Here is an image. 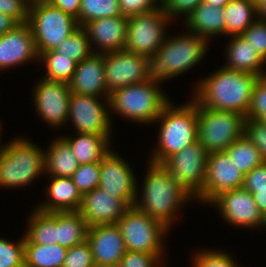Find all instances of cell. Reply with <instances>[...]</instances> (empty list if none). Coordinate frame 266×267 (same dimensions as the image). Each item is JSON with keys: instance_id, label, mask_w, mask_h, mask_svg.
Segmentation results:
<instances>
[{"instance_id": "obj_1", "label": "cell", "mask_w": 266, "mask_h": 267, "mask_svg": "<svg viewBox=\"0 0 266 267\" xmlns=\"http://www.w3.org/2000/svg\"><path fill=\"white\" fill-rule=\"evenodd\" d=\"M148 162L143 190L137 184L134 206L170 230L177 219V213L182 210V206L195 198L161 163ZM140 191H142L141 195Z\"/></svg>"}, {"instance_id": "obj_2", "label": "cell", "mask_w": 266, "mask_h": 267, "mask_svg": "<svg viewBox=\"0 0 266 267\" xmlns=\"http://www.w3.org/2000/svg\"><path fill=\"white\" fill-rule=\"evenodd\" d=\"M259 76L223 66L196 83L193 98L203 107L245 116Z\"/></svg>"}, {"instance_id": "obj_3", "label": "cell", "mask_w": 266, "mask_h": 267, "mask_svg": "<svg viewBox=\"0 0 266 267\" xmlns=\"http://www.w3.org/2000/svg\"><path fill=\"white\" fill-rule=\"evenodd\" d=\"M208 42L189 31L167 35L157 53L147 57L148 80L161 85L192 70L207 54Z\"/></svg>"}, {"instance_id": "obj_4", "label": "cell", "mask_w": 266, "mask_h": 267, "mask_svg": "<svg viewBox=\"0 0 266 267\" xmlns=\"http://www.w3.org/2000/svg\"><path fill=\"white\" fill-rule=\"evenodd\" d=\"M160 124L158 143L149 161L162 163L173 153L195 143L198 135L197 101L192 97L190 102L183 105H173L170 102L156 118L154 123Z\"/></svg>"}, {"instance_id": "obj_5", "label": "cell", "mask_w": 266, "mask_h": 267, "mask_svg": "<svg viewBox=\"0 0 266 267\" xmlns=\"http://www.w3.org/2000/svg\"><path fill=\"white\" fill-rule=\"evenodd\" d=\"M159 85L148 80L113 91L108 98L110 119L114 112L137 124L154 123L171 102Z\"/></svg>"}, {"instance_id": "obj_6", "label": "cell", "mask_w": 266, "mask_h": 267, "mask_svg": "<svg viewBox=\"0 0 266 267\" xmlns=\"http://www.w3.org/2000/svg\"><path fill=\"white\" fill-rule=\"evenodd\" d=\"M28 138L16 137L0 151V187L30 185L45 173L44 149Z\"/></svg>"}, {"instance_id": "obj_7", "label": "cell", "mask_w": 266, "mask_h": 267, "mask_svg": "<svg viewBox=\"0 0 266 267\" xmlns=\"http://www.w3.org/2000/svg\"><path fill=\"white\" fill-rule=\"evenodd\" d=\"M245 116L234 111L213 110L197 102V139L208 152H221L244 135Z\"/></svg>"}, {"instance_id": "obj_8", "label": "cell", "mask_w": 266, "mask_h": 267, "mask_svg": "<svg viewBox=\"0 0 266 267\" xmlns=\"http://www.w3.org/2000/svg\"><path fill=\"white\" fill-rule=\"evenodd\" d=\"M117 225L121 230L126 251L165 255L163 241L171 230L161 222L151 218L135 206H131L120 217Z\"/></svg>"}, {"instance_id": "obj_9", "label": "cell", "mask_w": 266, "mask_h": 267, "mask_svg": "<svg viewBox=\"0 0 266 267\" xmlns=\"http://www.w3.org/2000/svg\"><path fill=\"white\" fill-rule=\"evenodd\" d=\"M28 23L32 29L38 54L55 50L80 26L71 15L51 3L30 6Z\"/></svg>"}, {"instance_id": "obj_10", "label": "cell", "mask_w": 266, "mask_h": 267, "mask_svg": "<svg viewBox=\"0 0 266 267\" xmlns=\"http://www.w3.org/2000/svg\"><path fill=\"white\" fill-rule=\"evenodd\" d=\"M172 19L160 6L156 10L128 17L125 50L145 57L155 55L167 37Z\"/></svg>"}, {"instance_id": "obj_11", "label": "cell", "mask_w": 266, "mask_h": 267, "mask_svg": "<svg viewBox=\"0 0 266 267\" xmlns=\"http://www.w3.org/2000/svg\"><path fill=\"white\" fill-rule=\"evenodd\" d=\"M208 154L197 140L161 164L195 198L204 188Z\"/></svg>"}, {"instance_id": "obj_12", "label": "cell", "mask_w": 266, "mask_h": 267, "mask_svg": "<svg viewBox=\"0 0 266 267\" xmlns=\"http://www.w3.org/2000/svg\"><path fill=\"white\" fill-rule=\"evenodd\" d=\"M108 98L71 92L68 122L74 125L77 133L112 135Z\"/></svg>"}, {"instance_id": "obj_13", "label": "cell", "mask_w": 266, "mask_h": 267, "mask_svg": "<svg viewBox=\"0 0 266 267\" xmlns=\"http://www.w3.org/2000/svg\"><path fill=\"white\" fill-rule=\"evenodd\" d=\"M34 87L36 114L53 128L69 124L67 121L71 92L68 83L42 77Z\"/></svg>"}, {"instance_id": "obj_14", "label": "cell", "mask_w": 266, "mask_h": 267, "mask_svg": "<svg viewBox=\"0 0 266 267\" xmlns=\"http://www.w3.org/2000/svg\"><path fill=\"white\" fill-rule=\"evenodd\" d=\"M107 93L148 81L147 57L125 49L103 53Z\"/></svg>"}, {"instance_id": "obj_15", "label": "cell", "mask_w": 266, "mask_h": 267, "mask_svg": "<svg viewBox=\"0 0 266 267\" xmlns=\"http://www.w3.org/2000/svg\"><path fill=\"white\" fill-rule=\"evenodd\" d=\"M244 177L245 174L232 162L226 151L209 153L204 188L195 200L209 204L221 193L241 188Z\"/></svg>"}, {"instance_id": "obj_16", "label": "cell", "mask_w": 266, "mask_h": 267, "mask_svg": "<svg viewBox=\"0 0 266 267\" xmlns=\"http://www.w3.org/2000/svg\"><path fill=\"white\" fill-rule=\"evenodd\" d=\"M208 205L217 207L225 222L233 226L246 229L261 226L262 213L253 195L243 187L221 193Z\"/></svg>"}, {"instance_id": "obj_17", "label": "cell", "mask_w": 266, "mask_h": 267, "mask_svg": "<svg viewBox=\"0 0 266 267\" xmlns=\"http://www.w3.org/2000/svg\"><path fill=\"white\" fill-rule=\"evenodd\" d=\"M112 150L100 161L99 187L134 206L138 182L136 174L130 164Z\"/></svg>"}, {"instance_id": "obj_18", "label": "cell", "mask_w": 266, "mask_h": 267, "mask_svg": "<svg viewBox=\"0 0 266 267\" xmlns=\"http://www.w3.org/2000/svg\"><path fill=\"white\" fill-rule=\"evenodd\" d=\"M39 61L32 29L28 22L19 23L0 35V70Z\"/></svg>"}, {"instance_id": "obj_19", "label": "cell", "mask_w": 266, "mask_h": 267, "mask_svg": "<svg viewBox=\"0 0 266 267\" xmlns=\"http://www.w3.org/2000/svg\"><path fill=\"white\" fill-rule=\"evenodd\" d=\"M131 207L124 199L116 198L100 187L82 196L80 214L89 227L117 224L118 220Z\"/></svg>"}, {"instance_id": "obj_20", "label": "cell", "mask_w": 266, "mask_h": 267, "mask_svg": "<svg viewBox=\"0 0 266 267\" xmlns=\"http://www.w3.org/2000/svg\"><path fill=\"white\" fill-rule=\"evenodd\" d=\"M87 241L96 267L121 263L126 253L124 239L117 224L89 227Z\"/></svg>"}, {"instance_id": "obj_21", "label": "cell", "mask_w": 266, "mask_h": 267, "mask_svg": "<svg viewBox=\"0 0 266 267\" xmlns=\"http://www.w3.org/2000/svg\"><path fill=\"white\" fill-rule=\"evenodd\" d=\"M127 27L128 17L125 16L100 18L89 21L83 26L93 53L123 50L126 45Z\"/></svg>"}, {"instance_id": "obj_22", "label": "cell", "mask_w": 266, "mask_h": 267, "mask_svg": "<svg viewBox=\"0 0 266 267\" xmlns=\"http://www.w3.org/2000/svg\"><path fill=\"white\" fill-rule=\"evenodd\" d=\"M70 92L92 97H109L105 84L103 53H92L76 65L68 82Z\"/></svg>"}, {"instance_id": "obj_23", "label": "cell", "mask_w": 266, "mask_h": 267, "mask_svg": "<svg viewBox=\"0 0 266 267\" xmlns=\"http://www.w3.org/2000/svg\"><path fill=\"white\" fill-rule=\"evenodd\" d=\"M47 177H49L50 181L48 187L45 188L48 200L34 208L48 213L79 211L82 204V194L71 177Z\"/></svg>"}, {"instance_id": "obj_24", "label": "cell", "mask_w": 266, "mask_h": 267, "mask_svg": "<svg viewBox=\"0 0 266 267\" xmlns=\"http://www.w3.org/2000/svg\"><path fill=\"white\" fill-rule=\"evenodd\" d=\"M224 14L223 7L217 8L203 1L185 18L184 27L191 33L211 40L217 35H225Z\"/></svg>"}, {"instance_id": "obj_25", "label": "cell", "mask_w": 266, "mask_h": 267, "mask_svg": "<svg viewBox=\"0 0 266 267\" xmlns=\"http://www.w3.org/2000/svg\"><path fill=\"white\" fill-rule=\"evenodd\" d=\"M226 63L224 66L231 70L249 72L259 77L266 76L265 61L255 52L251 44L242 36H232L225 48Z\"/></svg>"}, {"instance_id": "obj_26", "label": "cell", "mask_w": 266, "mask_h": 267, "mask_svg": "<svg viewBox=\"0 0 266 267\" xmlns=\"http://www.w3.org/2000/svg\"><path fill=\"white\" fill-rule=\"evenodd\" d=\"M68 136L62 137L69 143L79 165L100 162L111 149L112 135L77 133L75 138Z\"/></svg>"}, {"instance_id": "obj_27", "label": "cell", "mask_w": 266, "mask_h": 267, "mask_svg": "<svg viewBox=\"0 0 266 267\" xmlns=\"http://www.w3.org/2000/svg\"><path fill=\"white\" fill-rule=\"evenodd\" d=\"M44 150L45 174L54 177H71L79 167L69 143L61 136L53 139Z\"/></svg>"}, {"instance_id": "obj_28", "label": "cell", "mask_w": 266, "mask_h": 267, "mask_svg": "<svg viewBox=\"0 0 266 267\" xmlns=\"http://www.w3.org/2000/svg\"><path fill=\"white\" fill-rule=\"evenodd\" d=\"M24 244H57V212L33 209L28 217Z\"/></svg>"}, {"instance_id": "obj_29", "label": "cell", "mask_w": 266, "mask_h": 267, "mask_svg": "<svg viewBox=\"0 0 266 267\" xmlns=\"http://www.w3.org/2000/svg\"><path fill=\"white\" fill-rule=\"evenodd\" d=\"M223 8L225 13V35L230 37L242 35L258 18L256 0H231Z\"/></svg>"}, {"instance_id": "obj_30", "label": "cell", "mask_w": 266, "mask_h": 267, "mask_svg": "<svg viewBox=\"0 0 266 267\" xmlns=\"http://www.w3.org/2000/svg\"><path fill=\"white\" fill-rule=\"evenodd\" d=\"M89 226L79 211L57 212V244L69 249L87 240Z\"/></svg>"}, {"instance_id": "obj_31", "label": "cell", "mask_w": 266, "mask_h": 267, "mask_svg": "<svg viewBox=\"0 0 266 267\" xmlns=\"http://www.w3.org/2000/svg\"><path fill=\"white\" fill-rule=\"evenodd\" d=\"M67 250L59 244H24L25 267H62Z\"/></svg>"}, {"instance_id": "obj_32", "label": "cell", "mask_w": 266, "mask_h": 267, "mask_svg": "<svg viewBox=\"0 0 266 267\" xmlns=\"http://www.w3.org/2000/svg\"><path fill=\"white\" fill-rule=\"evenodd\" d=\"M226 152L230 156L232 162H234L244 174H247L254 167L264 163L259 149L245 135L235 140L226 149Z\"/></svg>"}, {"instance_id": "obj_33", "label": "cell", "mask_w": 266, "mask_h": 267, "mask_svg": "<svg viewBox=\"0 0 266 267\" xmlns=\"http://www.w3.org/2000/svg\"><path fill=\"white\" fill-rule=\"evenodd\" d=\"M39 61L44 63L46 69L43 78L49 80L69 82L76 70L77 63L56 52L55 50L43 52L39 55Z\"/></svg>"}, {"instance_id": "obj_34", "label": "cell", "mask_w": 266, "mask_h": 267, "mask_svg": "<svg viewBox=\"0 0 266 267\" xmlns=\"http://www.w3.org/2000/svg\"><path fill=\"white\" fill-rule=\"evenodd\" d=\"M115 16H122L118 0H81L76 20L78 25L83 27L89 21Z\"/></svg>"}, {"instance_id": "obj_35", "label": "cell", "mask_w": 266, "mask_h": 267, "mask_svg": "<svg viewBox=\"0 0 266 267\" xmlns=\"http://www.w3.org/2000/svg\"><path fill=\"white\" fill-rule=\"evenodd\" d=\"M55 51L69 57V59L77 64L93 53L88 34L83 27H79L74 33L66 38L57 46Z\"/></svg>"}, {"instance_id": "obj_36", "label": "cell", "mask_w": 266, "mask_h": 267, "mask_svg": "<svg viewBox=\"0 0 266 267\" xmlns=\"http://www.w3.org/2000/svg\"><path fill=\"white\" fill-rule=\"evenodd\" d=\"M71 179L82 196L99 187L100 162L79 165Z\"/></svg>"}, {"instance_id": "obj_37", "label": "cell", "mask_w": 266, "mask_h": 267, "mask_svg": "<svg viewBox=\"0 0 266 267\" xmlns=\"http://www.w3.org/2000/svg\"><path fill=\"white\" fill-rule=\"evenodd\" d=\"M0 267H25L24 235L15 243L0 237Z\"/></svg>"}, {"instance_id": "obj_38", "label": "cell", "mask_w": 266, "mask_h": 267, "mask_svg": "<svg viewBox=\"0 0 266 267\" xmlns=\"http://www.w3.org/2000/svg\"><path fill=\"white\" fill-rule=\"evenodd\" d=\"M192 260L193 267H239L236 260H233L230 254L224 253L223 250L203 249L194 253Z\"/></svg>"}, {"instance_id": "obj_39", "label": "cell", "mask_w": 266, "mask_h": 267, "mask_svg": "<svg viewBox=\"0 0 266 267\" xmlns=\"http://www.w3.org/2000/svg\"><path fill=\"white\" fill-rule=\"evenodd\" d=\"M266 116V76L255 82L246 118L262 120Z\"/></svg>"}, {"instance_id": "obj_40", "label": "cell", "mask_w": 266, "mask_h": 267, "mask_svg": "<svg viewBox=\"0 0 266 267\" xmlns=\"http://www.w3.org/2000/svg\"><path fill=\"white\" fill-rule=\"evenodd\" d=\"M266 62V20L257 18L242 34Z\"/></svg>"}, {"instance_id": "obj_41", "label": "cell", "mask_w": 266, "mask_h": 267, "mask_svg": "<svg viewBox=\"0 0 266 267\" xmlns=\"http://www.w3.org/2000/svg\"><path fill=\"white\" fill-rule=\"evenodd\" d=\"M62 267H96L89 242L70 247Z\"/></svg>"}, {"instance_id": "obj_42", "label": "cell", "mask_w": 266, "mask_h": 267, "mask_svg": "<svg viewBox=\"0 0 266 267\" xmlns=\"http://www.w3.org/2000/svg\"><path fill=\"white\" fill-rule=\"evenodd\" d=\"M244 135L259 149L266 162V123L261 120L245 118Z\"/></svg>"}, {"instance_id": "obj_43", "label": "cell", "mask_w": 266, "mask_h": 267, "mask_svg": "<svg viewBox=\"0 0 266 267\" xmlns=\"http://www.w3.org/2000/svg\"><path fill=\"white\" fill-rule=\"evenodd\" d=\"M164 255H151L149 253L138 251H126L122 257L121 264L123 267H161Z\"/></svg>"}, {"instance_id": "obj_44", "label": "cell", "mask_w": 266, "mask_h": 267, "mask_svg": "<svg viewBox=\"0 0 266 267\" xmlns=\"http://www.w3.org/2000/svg\"><path fill=\"white\" fill-rule=\"evenodd\" d=\"M121 15L130 17L152 12L161 6L160 0H118Z\"/></svg>"}, {"instance_id": "obj_45", "label": "cell", "mask_w": 266, "mask_h": 267, "mask_svg": "<svg viewBox=\"0 0 266 267\" xmlns=\"http://www.w3.org/2000/svg\"><path fill=\"white\" fill-rule=\"evenodd\" d=\"M204 0H161L163 11L174 20L177 16L186 18ZM174 18V19H173Z\"/></svg>"}, {"instance_id": "obj_46", "label": "cell", "mask_w": 266, "mask_h": 267, "mask_svg": "<svg viewBox=\"0 0 266 267\" xmlns=\"http://www.w3.org/2000/svg\"><path fill=\"white\" fill-rule=\"evenodd\" d=\"M0 13L11 16L18 23L29 20L30 5L27 0H0Z\"/></svg>"}, {"instance_id": "obj_47", "label": "cell", "mask_w": 266, "mask_h": 267, "mask_svg": "<svg viewBox=\"0 0 266 267\" xmlns=\"http://www.w3.org/2000/svg\"><path fill=\"white\" fill-rule=\"evenodd\" d=\"M243 188H266V162L245 174Z\"/></svg>"}, {"instance_id": "obj_48", "label": "cell", "mask_w": 266, "mask_h": 267, "mask_svg": "<svg viewBox=\"0 0 266 267\" xmlns=\"http://www.w3.org/2000/svg\"><path fill=\"white\" fill-rule=\"evenodd\" d=\"M50 3L75 19L79 16L81 0H52Z\"/></svg>"}, {"instance_id": "obj_49", "label": "cell", "mask_w": 266, "mask_h": 267, "mask_svg": "<svg viewBox=\"0 0 266 267\" xmlns=\"http://www.w3.org/2000/svg\"><path fill=\"white\" fill-rule=\"evenodd\" d=\"M249 191L254 198L259 211L263 214L266 212V188H244Z\"/></svg>"}, {"instance_id": "obj_50", "label": "cell", "mask_w": 266, "mask_h": 267, "mask_svg": "<svg viewBox=\"0 0 266 267\" xmlns=\"http://www.w3.org/2000/svg\"><path fill=\"white\" fill-rule=\"evenodd\" d=\"M19 23L11 16L0 13V35H4L6 32L12 30Z\"/></svg>"}, {"instance_id": "obj_51", "label": "cell", "mask_w": 266, "mask_h": 267, "mask_svg": "<svg viewBox=\"0 0 266 267\" xmlns=\"http://www.w3.org/2000/svg\"><path fill=\"white\" fill-rule=\"evenodd\" d=\"M258 4V18L266 20V0H256Z\"/></svg>"}, {"instance_id": "obj_52", "label": "cell", "mask_w": 266, "mask_h": 267, "mask_svg": "<svg viewBox=\"0 0 266 267\" xmlns=\"http://www.w3.org/2000/svg\"><path fill=\"white\" fill-rule=\"evenodd\" d=\"M230 1L231 0H204V2L209 3L217 8L226 6Z\"/></svg>"}, {"instance_id": "obj_53", "label": "cell", "mask_w": 266, "mask_h": 267, "mask_svg": "<svg viewBox=\"0 0 266 267\" xmlns=\"http://www.w3.org/2000/svg\"><path fill=\"white\" fill-rule=\"evenodd\" d=\"M29 5H35V4H39V3H50L52 0H27Z\"/></svg>"}, {"instance_id": "obj_54", "label": "cell", "mask_w": 266, "mask_h": 267, "mask_svg": "<svg viewBox=\"0 0 266 267\" xmlns=\"http://www.w3.org/2000/svg\"><path fill=\"white\" fill-rule=\"evenodd\" d=\"M266 227V212L262 214V223L260 227Z\"/></svg>"}, {"instance_id": "obj_55", "label": "cell", "mask_w": 266, "mask_h": 267, "mask_svg": "<svg viewBox=\"0 0 266 267\" xmlns=\"http://www.w3.org/2000/svg\"><path fill=\"white\" fill-rule=\"evenodd\" d=\"M99 267H123V266L121 263H118V264L104 265V266H99Z\"/></svg>"}, {"instance_id": "obj_56", "label": "cell", "mask_w": 266, "mask_h": 267, "mask_svg": "<svg viewBox=\"0 0 266 267\" xmlns=\"http://www.w3.org/2000/svg\"><path fill=\"white\" fill-rule=\"evenodd\" d=\"M1 126H2V124L0 123V143H1V134H2L1 133V129H2ZM2 148H3V145L0 144V151L2 150Z\"/></svg>"}, {"instance_id": "obj_57", "label": "cell", "mask_w": 266, "mask_h": 267, "mask_svg": "<svg viewBox=\"0 0 266 267\" xmlns=\"http://www.w3.org/2000/svg\"><path fill=\"white\" fill-rule=\"evenodd\" d=\"M261 121L266 123V116Z\"/></svg>"}]
</instances>
